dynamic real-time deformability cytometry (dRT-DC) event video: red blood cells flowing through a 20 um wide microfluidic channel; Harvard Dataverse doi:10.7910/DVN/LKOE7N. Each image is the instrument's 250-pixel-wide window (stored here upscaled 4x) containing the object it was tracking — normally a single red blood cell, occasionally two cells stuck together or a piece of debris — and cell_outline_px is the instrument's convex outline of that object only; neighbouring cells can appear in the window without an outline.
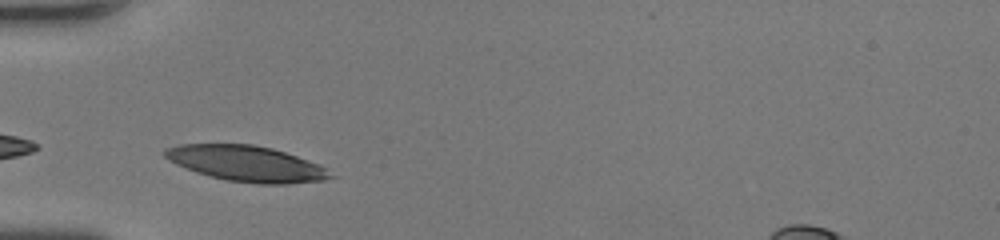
{"species": "human", "species_latin": "Homo sapiens", "temperature_condition": "room temperature", "stored_images_in_passage": 25, "camera_frame_rate_fps": 3000, "um_per_image_px": 0.085, "donor": {"sex": "female"}, "frame": {"image": 1, "passage_image": 1, "time_ms": 0.0, "image_size_px": [1000, 240], "cell_outline_px": [[336, 176], [324, 180], [288, 184], [256, 184], [224, 180], [208, 176], [196, 172], [176, 164], [168, 160], [164, 156], [164, 148], [180, 144], [252, 144], [272, 148], [320, 164]], "centroid_in_image_um": [20.94, 13.91], "position_along_channel_um": 64.1, "area_um2": 34.62}}
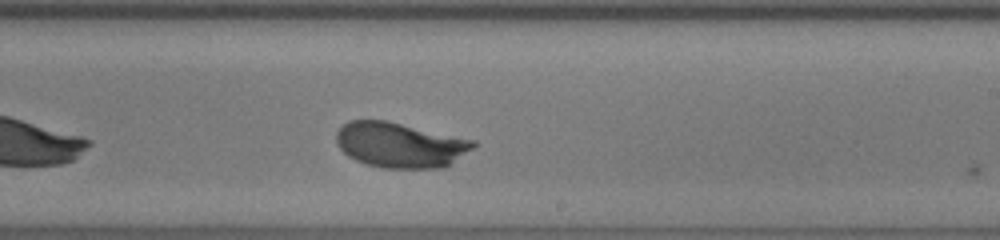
{"frame": {"image": 2, "passage_image": 15, "time_ms": 4.667, "image_size_px": [1000, 240], "cell_outline_px": [[476, 144], [472, 148], [444, 168], [384, 168], [364, 164], [348, 156], [336, 144], [336, 132], [348, 120], [388, 120], [476, 140]], "centroid_in_image_um": [33.99, 12.31], "position_along_channel_um": 255.0, "area_um2": 36.24}}
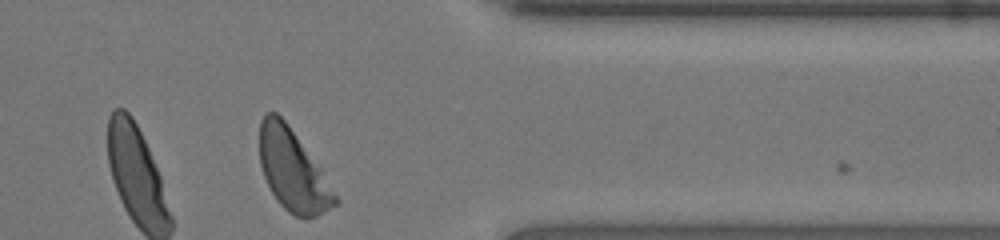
{"frame": {"image": 3, "passage_image": 25, "time_ms": 8.0, "image_size_px": [1000, 240], "cell_outline_px": [[340, 200], [336, 204], [316, 216], [296, 216], [288, 212], [276, 200], [264, 176], [260, 164], [260, 120], [264, 112], [276, 112], [288, 124], [320, 168]], "centroid_in_image_um": [24.86, 14.45], "position_along_channel_um": 386.5, "area_um2": 35.2}, "authors_computed_cell_mechanics": {"area_um2": 36.2406, "velocity_mm_per_s": 4.2286, "shape_relaxation_time_tau1_ms": 2.4873, "shape_relaxation_time_tau2_ms": null, "deformation_change_tau1": 0.1578, "deformation_change_tau2": null}}